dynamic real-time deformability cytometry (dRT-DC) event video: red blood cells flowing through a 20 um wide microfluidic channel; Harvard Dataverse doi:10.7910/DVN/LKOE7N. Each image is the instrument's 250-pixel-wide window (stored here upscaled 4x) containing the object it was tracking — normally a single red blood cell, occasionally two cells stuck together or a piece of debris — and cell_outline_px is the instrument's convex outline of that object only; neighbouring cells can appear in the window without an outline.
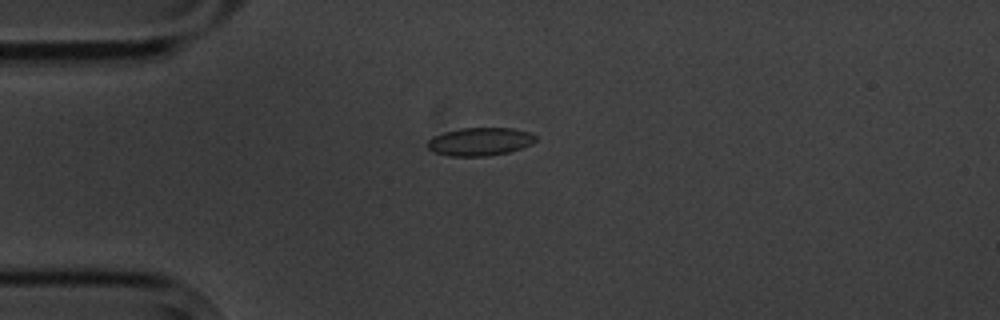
{"species": "common noctule bat (a hibernating species)", "species_latin": "Nyctalus noctula", "temperature_condition": "cold", "stored_images_in_passage": 4, "camera_frame_rate_fps": 3000, "um_per_image_px": 0.085, "animal": {"sex": "male", "body_mass_g": 20.1, "forearm_length_mm": 53.5}, "frame": {"image": 1, "passage_image": 2, "time_ms": 1.0, "image_size_px": [1000, 320], "cell_outline_px": [[536, 140], [532, 144], [508, 152], [488, 156], [452, 156], [436, 152], [428, 148], [428, 140], [432, 136], [444, 132], [460, 128], [512, 128], [528, 132], [536, 136]], "centroid_in_image_um": [40.79, 12.03], "position_along_channel_um": 44.2, "area_um2": 17.57}}
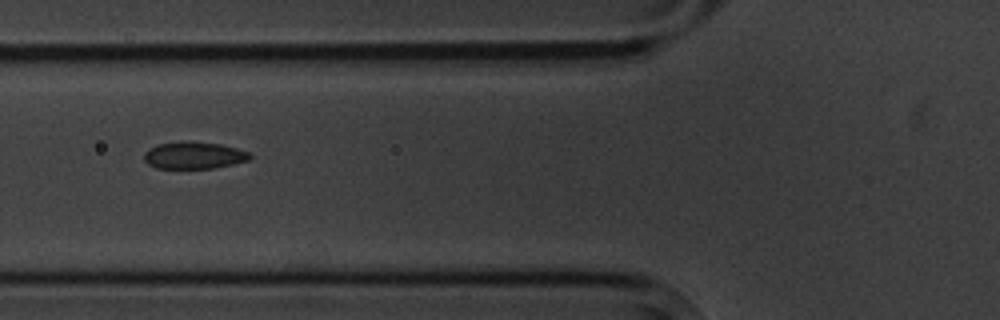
{"frame": {"image": 2, "passage_image": 4, "time_ms": 3.333, "image_size_px": [1000, 320], "cell_outline_px": [[252, 156], [248, 160], [232, 164], [212, 168], [156, 168], [148, 164], [144, 160], [144, 152], [148, 148], [156, 144], [184, 140], [188, 140], [220, 144], [236, 148], [248, 152]], "centroid_in_image_um": [16.43, 13.18], "position_along_channel_um": 109.4, "area_um2": 16.82}}